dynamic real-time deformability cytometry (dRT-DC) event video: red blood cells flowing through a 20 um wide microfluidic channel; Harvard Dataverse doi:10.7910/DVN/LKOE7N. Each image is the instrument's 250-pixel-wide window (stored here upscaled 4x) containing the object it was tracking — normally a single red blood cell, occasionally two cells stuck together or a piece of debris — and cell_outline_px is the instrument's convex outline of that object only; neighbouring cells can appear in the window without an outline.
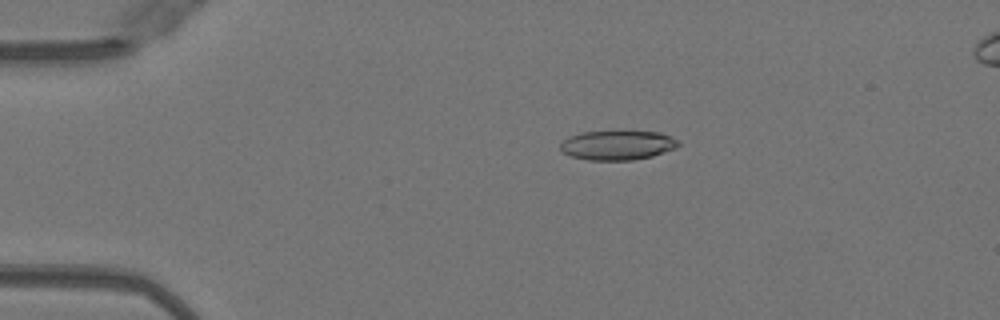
{"species": "Egyptian fruit bat (a non-hibernating species)", "species_latin": "Rousettus aegyptiacus", "temperature_condition": "warm", "stored_images_in_passage": 51, "camera_frame_rate_fps": 3000, "um_per_image_px": 0.085, "animal": {"sex": "female"}, "frame": {"image": 1, "passage_image": 11, "time_ms": 3.333, "image_size_px": [1000, 320], "cell_outline_px": [[680, 144], [676, 148], [652, 156], [632, 160], [588, 160], [572, 156], [560, 152], [560, 144], [568, 136], [580, 132], [616, 128], [660, 132], [672, 136], [680, 140]], "centroid_in_image_um": [52.5, 12.28], "position_along_channel_um": 32.5, "area_um2": 21.44}}
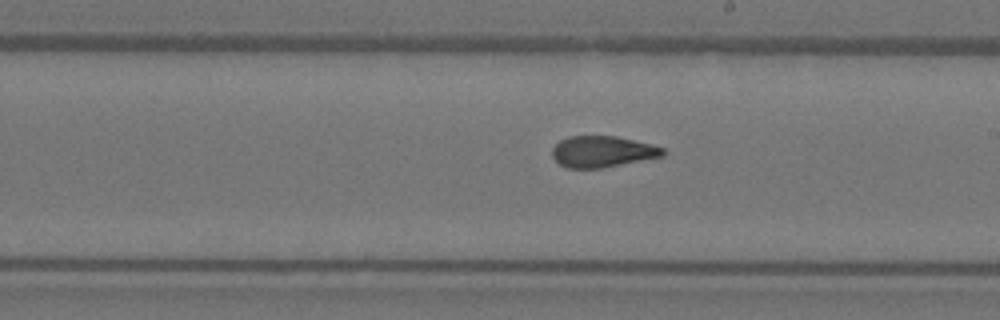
{"frame": {"image": 2, "passage_image": 30, "time_ms": 9.667, "image_size_px": [1000, 320], "cell_outline_px": [[664, 156], [604, 168], [568, 168], [560, 164], [552, 156], [552, 148], [560, 140], [568, 136], [616, 136], [664, 148]], "centroid_in_image_um": [51.18, 12.89], "position_along_channel_um": 237.8, "area_um2": 20.06}}
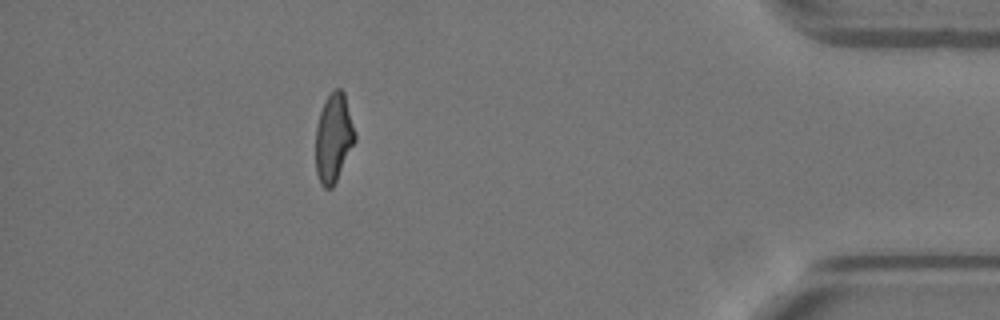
{"frame": {"image": 3, "passage_image": 46, "time_ms": 15.0, "image_size_px": [1000, 320], "cell_outline_px": [[356, 140], [332, 188], [324, 188], [320, 184], [316, 172], [316, 124], [324, 100], [336, 88], [340, 88], [344, 92], [356, 132]], "centroid_in_image_um": [28.35, 11.71], "position_along_channel_um": 406.8, "area_um2": 20.35}, "authors_computed_cell_mechanics": {"area_um2": 21.0392, "velocity_mm_per_s": 4.0599, "shape_relaxation_time_tau1_ms": null, "shape_relaxation_time_tau2_ms": 1.4991, "deformation_change_tau1": null, "deformation_change_tau2": 0.0912}}